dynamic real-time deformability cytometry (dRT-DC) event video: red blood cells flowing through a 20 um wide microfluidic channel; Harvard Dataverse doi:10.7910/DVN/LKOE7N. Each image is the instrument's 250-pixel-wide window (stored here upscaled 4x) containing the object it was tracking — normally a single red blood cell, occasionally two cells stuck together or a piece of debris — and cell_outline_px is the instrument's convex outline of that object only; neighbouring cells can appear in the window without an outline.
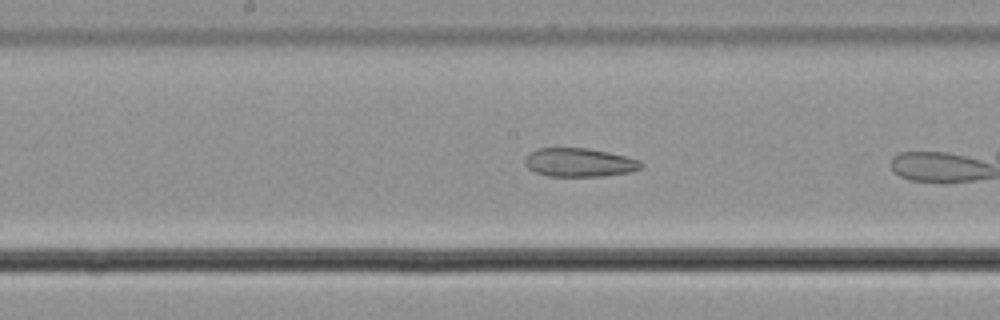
{"species": "common noctule bat (a hibernating species)", "species_latin": "Nyctalus noctula", "temperature_condition": "cold", "stored_images_in_passage": 19, "camera_frame_rate_fps": 3000, "um_per_image_px": 0.085, "animal": {"sex": "male", "body_mass_g": 21.5, "forearm_length_mm": 52.0}, "frame": {"image": 1, "passage_image": 11, "time_ms": 3.333, "image_size_px": [1000, 320], "cell_outline_px": [[644, 164], [640, 168], [628, 172], [604, 176], [548, 176], [532, 172], [524, 164], [524, 160], [532, 152], [540, 148], [588, 148], [608, 152], [624, 156], [636, 160]], "centroid_in_image_um": [49.2, 13.82], "position_along_channel_um": 199.0, "area_um2": 19.19}}
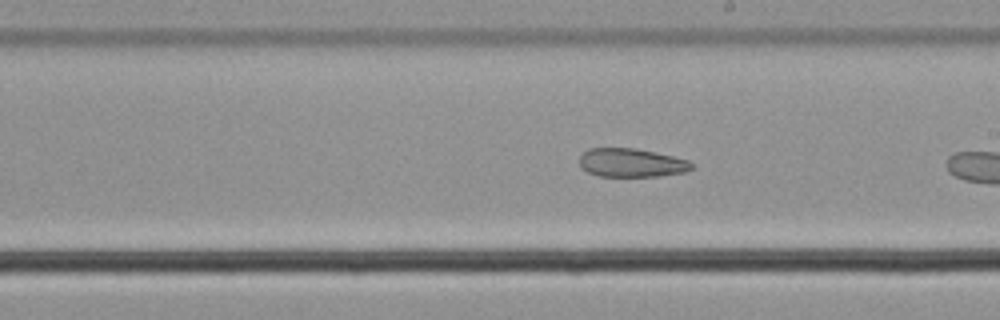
{"frame": {"image": 2, "passage_image": 14, "time_ms": 4.333, "image_size_px": [1000, 320], "cell_outline_px": [[692, 168], [684, 172], [660, 176], [600, 176], [588, 172], [580, 168], [580, 156], [588, 148], [636, 148], [672, 156], [688, 160], [692, 164]], "centroid_in_image_um": [53.64, 13.83], "position_along_channel_um": 235.4, "area_um2": 18.61}}